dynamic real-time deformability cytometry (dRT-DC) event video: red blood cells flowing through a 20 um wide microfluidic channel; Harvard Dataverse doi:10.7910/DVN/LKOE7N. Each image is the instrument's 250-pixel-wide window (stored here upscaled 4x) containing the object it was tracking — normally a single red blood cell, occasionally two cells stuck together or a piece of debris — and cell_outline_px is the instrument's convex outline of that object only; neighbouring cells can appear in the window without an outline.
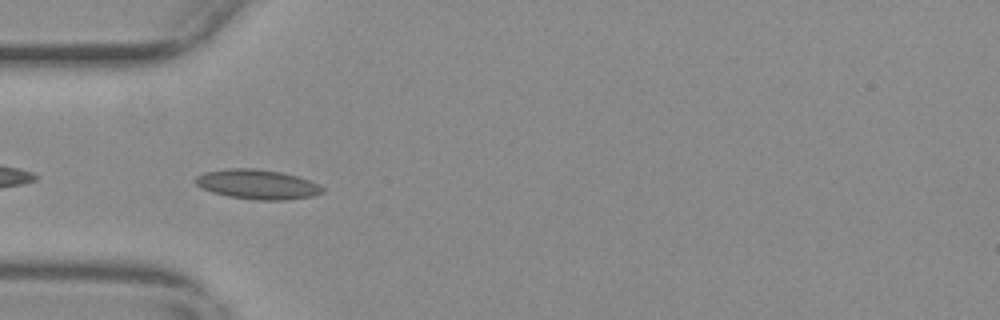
{"species": "common noctule bat (a hibernating species)", "species_latin": "Nyctalus noctula", "temperature_condition": "warm", "stored_images_in_passage": 40, "camera_frame_rate_fps": 3000, "um_per_image_px": 0.085, "animal": {"sex": "female", "body_mass_g": 29.2, "forearm_length_mm": 56.3}, "frame": {"image": 1, "passage_image": 2, "time_ms": 0.333, "image_size_px": [1000, 320], "cell_outline_px": [[324, 192], [312, 196], [284, 200], [256, 200], [228, 196], [212, 192], [196, 184], [192, 180], [196, 176], [204, 172], [228, 168], [252, 168], [280, 172], [296, 176], [320, 184], [324, 188]], "centroid_in_image_um": [21.86, 15.67], "position_along_channel_um": 63.1, "area_um2": 21.91}}
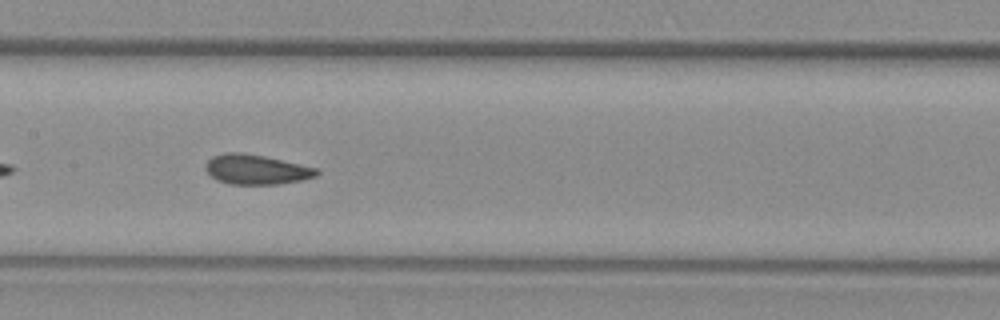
{"frame": {"image": 2, "passage_image": 12, "time_ms": 3.667, "image_size_px": [1000, 320], "cell_outline_px": [[320, 172], [316, 176], [300, 180], [276, 184], [228, 184], [216, 180], [204, 168], [204, 164], [212, 156], [224, 152], [244, 152], [264, 156], [300, 164], [316, 168]], "centroid_in_image_um": [21.73, 14.39], "position_along_channel_um": 185.7, "area_um2": 19.31}}
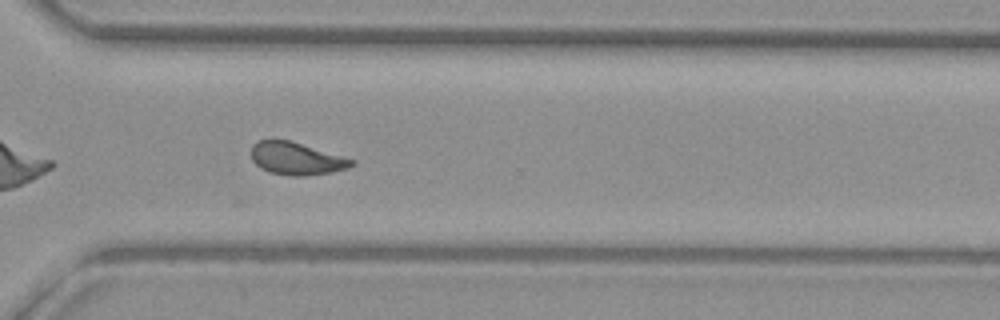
{"frame": {"image": 3, "passage_image": 25, "time_ms": 8.0, "image_size_px": [1000, 320], "cell_outline_px": [[356, 164], [348, 168], [332, 172], [304, 176], [292, 176], [268, 172], [260, 168], [252, 160], [252, 144], [256, 140], [272, 136], [288, 140], [356, 160]], "centroid_in_image_um": [25.14, 13.45], "position_along_channel_um": 345.5, "area_um2": 19.48}, "authors_computed_cell_mechanics": {"area_um2": 19.3052, "velocity_mm_per_s": 3.6972, "shape_relaxation_time_tau1_ms": null, "shape_relaxation_time_tau2_ms": 2.1074, "deformation_change_tau1": null, "deformation_change_tau2": 0.073}}